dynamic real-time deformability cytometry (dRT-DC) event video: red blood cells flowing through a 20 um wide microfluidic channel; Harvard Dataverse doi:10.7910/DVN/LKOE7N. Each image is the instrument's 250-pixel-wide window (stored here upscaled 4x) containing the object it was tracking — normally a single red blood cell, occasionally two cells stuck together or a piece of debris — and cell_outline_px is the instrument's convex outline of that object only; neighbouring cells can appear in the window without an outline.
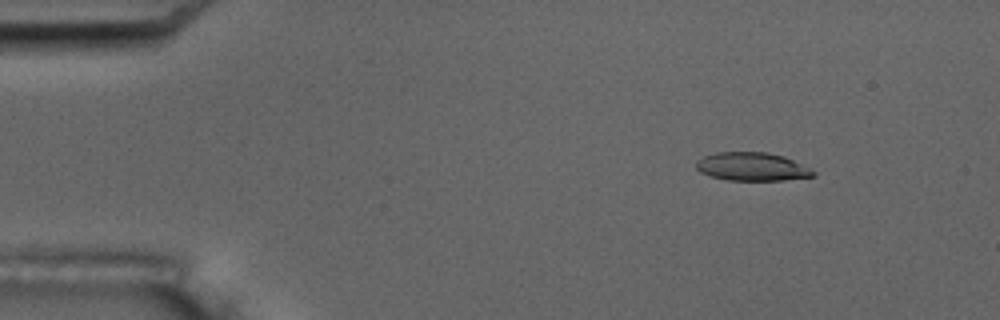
{"species": "common noctule bat (a hibernating species)", "species_latin": "Nyctalus noctula", "temperature_condition": "room temperature", "stored_images_in_passage": 6, "camera_frame_rate_fps": 3000, "um_per_image_px": 0.085, "animal": {"sex": "male", "body_mass_g": 17.5, "forearm_length_mm": 52.3}, "frame": {"image": 1, "passage_image": 1, "time_ms": 0.0, "image_size_px": [1000, 320], "cell_outline_px": [[816, 176], [784, 180], [728, 180], [712, 176], [700, 172], [696, 168], [696, 160], [704, 156], [716, 152], [768, 152], [784, 156], [816, 172]], "centroid_in_image_um": [63.91, 14.16], "position_along_channel_um": 21.1, "area_um2": 19.25}}